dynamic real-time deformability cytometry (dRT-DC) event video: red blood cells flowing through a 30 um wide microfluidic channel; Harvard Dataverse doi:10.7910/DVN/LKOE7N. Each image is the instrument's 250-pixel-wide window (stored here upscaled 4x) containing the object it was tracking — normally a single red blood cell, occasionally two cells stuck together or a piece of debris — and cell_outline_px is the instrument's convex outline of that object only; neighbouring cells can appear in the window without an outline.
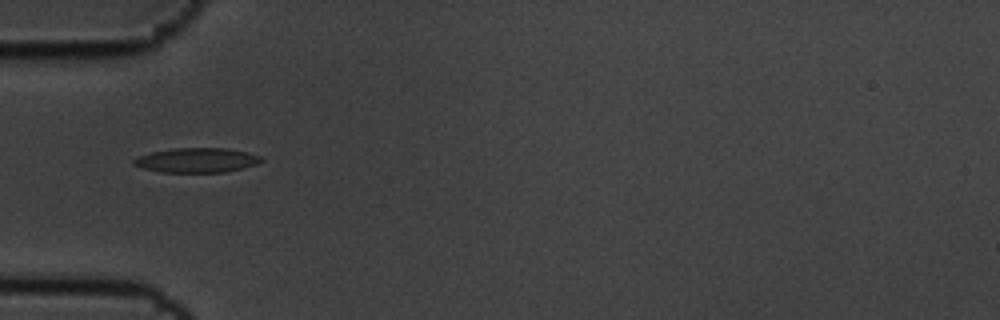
{"species": "common noctule bat (a hibernating species)", "species_latin": "Nyctalus noctula", "temperature_condition": "cold", "stored_images_in_passage": 10, "camera_frame_rate_fps": 3000, "um_per_image_px": 0.085, "animal": {"sex": "male", "body_mass_g": 19.5, "forearm_length_mm": 54.6}, "frame": {"image": 1, "passage_image": 6, "time_ms": 1.667, "image_size_px": [1000, 320], "cell_outline_px": [[264, 160], [256, 164], [224, 172], [160, 172], [144, 168], [132, 164], [132, 160], [140, 156], [152, 152], [172, 148], [228, 148], [248, 152], [260, 156]], "centroid_in_image_um": [16.72, 13.61], "position_along_channel_um": 68.3, "area_um2": 18.15}}
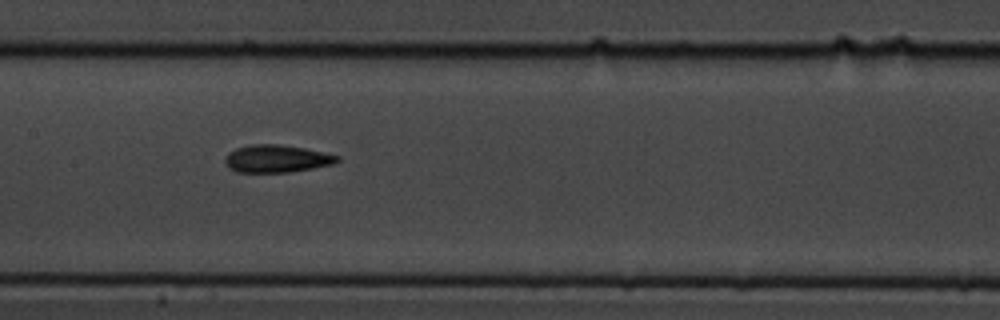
{"frame": {"image": 2, "passage_image": 9, "time_ms": 2.667, "image_size_px": [1000, 320], "cell_outline_px": [[340, 160], [332, 164], [312, 168], [288, 172], [236, 172], [228, 168], [224, 160], [228, 152], [236, 148], [252, 144], [276, 144], [304, 148], [324, 152], [340, 156]], "centroid_in_image_um": [23.49, 13.48], "position_along_channel_um": 183.9, "area_um2": 17.98}}
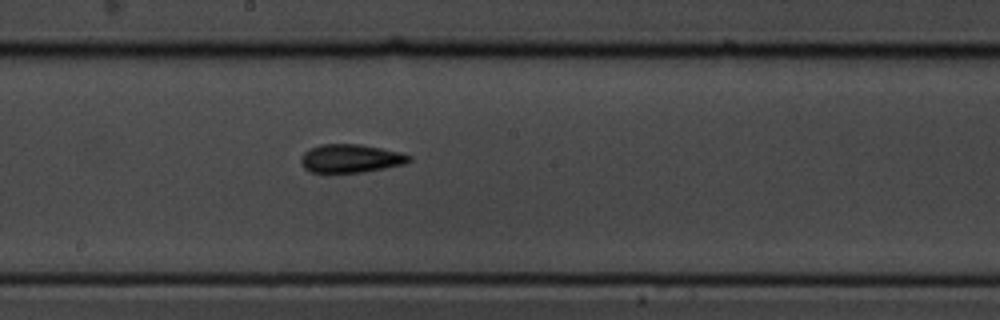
{"frame": {"image": 3, "passage_image": 10, "time_ms": 3.0, "image_size_px": [1000, 320], "cell_outline_px": [[412, 160], [404, 164], [384, 168], [360, 172], [308, 172], [304, 168], [300, 160], [300, 156], [304, 152], [320, 144], [360, 144], [400, 152], [412, 156]], "centroid_in_image_um": [29.79, 13.46], "position_along_channel_um": 218.4, "area_um2": 17.8}}